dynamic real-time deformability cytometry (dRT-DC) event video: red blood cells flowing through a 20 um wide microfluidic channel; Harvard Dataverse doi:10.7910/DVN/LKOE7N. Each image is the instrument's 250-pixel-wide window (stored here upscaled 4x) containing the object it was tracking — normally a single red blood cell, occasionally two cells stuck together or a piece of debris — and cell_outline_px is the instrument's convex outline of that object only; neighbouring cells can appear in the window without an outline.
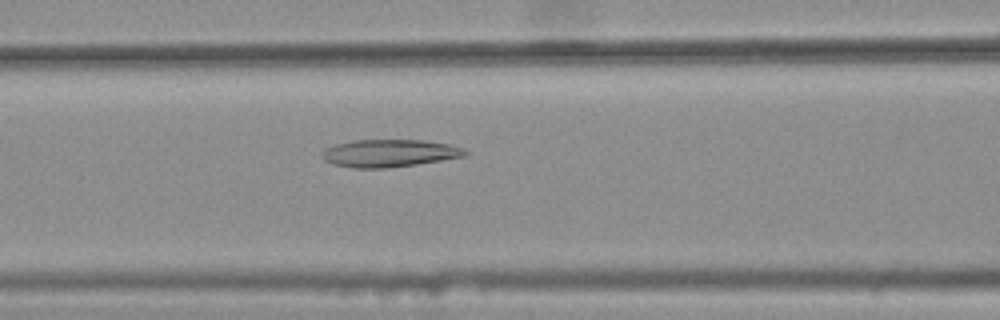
{"species": "common noctule bat (a hibernating species)", "species_latin": "Nyctalus noctula", "temperature_condition": "warm", "stored_images_in_passage": 48, "camera_frame_rate_fps": 3000, "um_per_image_px": 0.085, "animal": {"sex": "female", "body_mass_g": 25.1}, "frame": {"image": 1, "passage_image": 22, "time_ms": 7.0, "image_size_px": [1000, 320], "cell_outline_px": [[472, 152], [468, 156], [416, 164], [388, 168], [352, 168], [332, 164], [324, 160], [320, 156], [328, 148], [336, 144], [352, 140], [424, 140], [448, 144], [464, 148]], "centroid_in_image_um": [33.15, 13.02], "position_along_channel_um": 133.4, "area_um2": 23.12}}
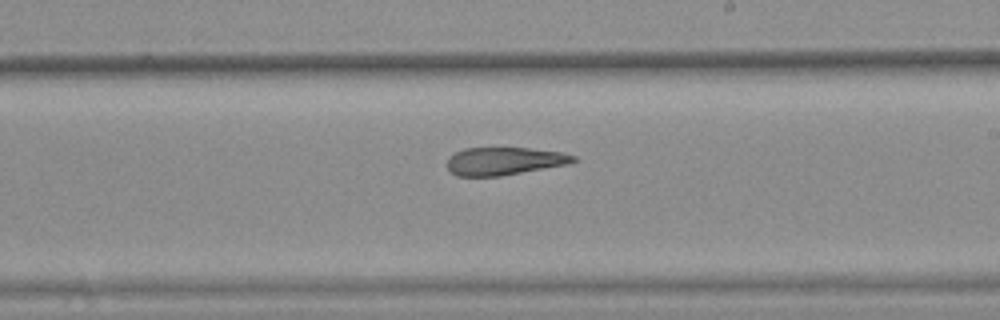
{"frame": {"image": 2, "passage_image": 31, "time_ms": 10.0, "image_size_px": [1000, 320], "cell_outline_px": [[576, 160], [568, 164], [500, 176], [456, 176], [448, 168], [448, 156], [464, 148], [528, 148], [564, 152], [576, 156]], "centroid_in_image_um": [42.87, 13.69], "position_along_channel_um": 246.1, "area_um2": 20.4}}
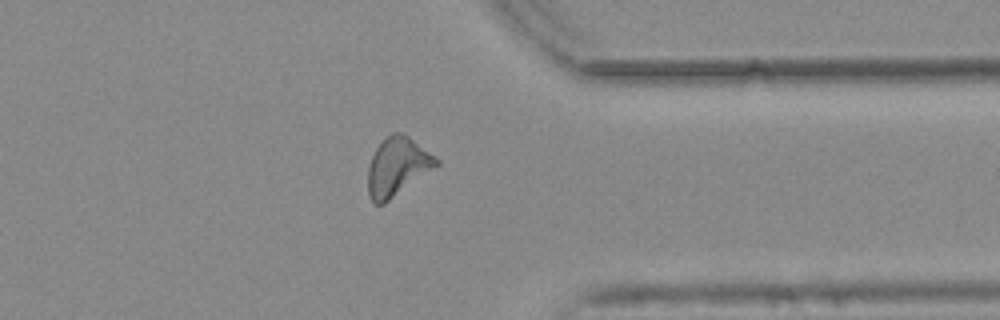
{"frame": {"image": 3, "passage_image": 42, "time_ms": 13.667, "image_size_px": [1000, 320], "cell_outline_px": [[440, 164], [384, 204], [376, 204], [368, 196], [368, 168], [372, 156], [376, 148], [392, 132], [400, 132], [408, 136], [440, 160]], "centroid_in_image_um": [33.77, 14.18], "position_along_channel_um": 377.6, "area_um2": 22.95}, "authors_computed_cell_mechanics": {"area_um2": 22.7732, "velocity_mm_per_s": 3.7746, "shape_relaxation_time_tau1_ms": null, "shape_relaxation_time_tau2_ms": 7.0186, "deformation_change_tau1": null, "deformation_change_tau2": 0.2012}}